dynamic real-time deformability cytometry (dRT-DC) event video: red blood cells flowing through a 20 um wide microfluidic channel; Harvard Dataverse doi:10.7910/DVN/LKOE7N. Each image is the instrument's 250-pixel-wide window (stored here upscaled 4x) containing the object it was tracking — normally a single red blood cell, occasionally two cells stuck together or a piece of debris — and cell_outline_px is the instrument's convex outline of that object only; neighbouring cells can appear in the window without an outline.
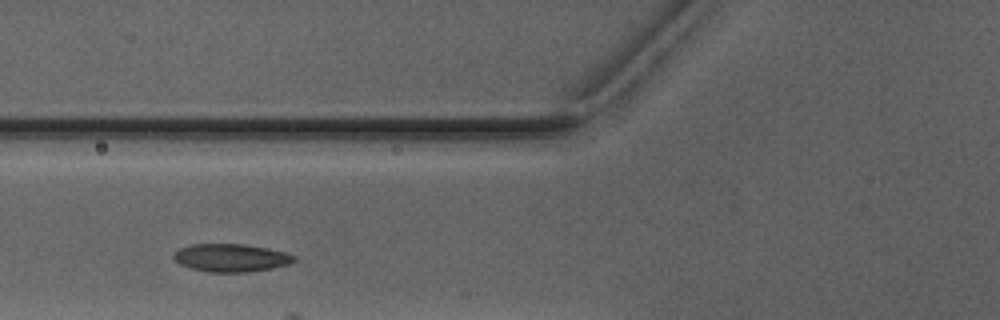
{"species": "Egyptian fruit bat (a non-hibernating species)", "species_latin": "Rousettus aegyptiacus", "temperature_condition": "warm", "stored_images_in_passage": 4, "camera_frame_rate_fps": 3000, "um_per_image_px": 0.085, "animal": {"sex": "male"}, "frame": {"image": 1, "passage_image": 2, "time_ms": 1.333, "image_size_px": [1000, 320], "cell_outline_px": [[296, 260], [288, 264], [272, 268], [248, 272], [208, 272], [192, 268], [180, 264], [172, 256], [180, 248], [192, 244], [244, 244], [268, 248], [284, 252], [296, 256]], "centroid_in_image_um": [19.65, 21.91], "position_along_channel_um": 106.1, "area_um2": 19.48}}
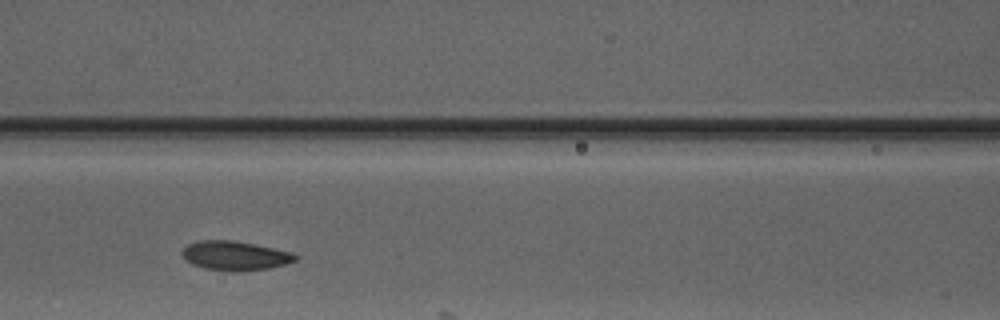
{"frame": {"image": 2, "passage_image": 3, "time_ms": 2.333, "image_size_px": [1000, 320], "cell_outline_px": [[300, 256], [296, 260], [284, 264], [268, 268], [240, 272], [232, 272], [204, 268], [192, 264], [184, 260], [180, 252], [188, 244], [196, 240], [232, 240], [292, 252]], "centroid_in_image_um": [19.93, 21.74], "position_along_channel_um": 146.7, "area_um2": 19.42}}
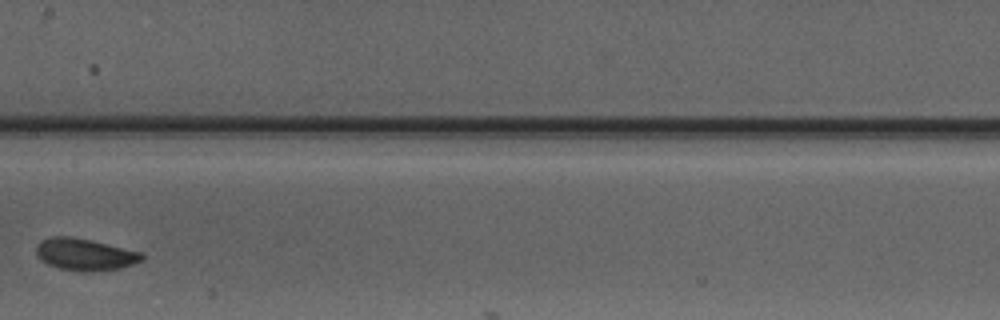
{"frame": {"image": 3, "passage_image": 4, "time_ms": 3.667, "image_size_px": [1000, 320], "cell_outline_px": [[144, 260], [120, 268], [92, 272], [80, 272], [60, 268], [48, 264], [40, 260], [36, 256], [36, 244], [40, 240], [52, 236], [72, 236], [92, 240], [144, 252]], "centroid_in_image_um": [7.22, 21.62], "position_along_channel_um": 200.2, "area_um2": 20.11}}